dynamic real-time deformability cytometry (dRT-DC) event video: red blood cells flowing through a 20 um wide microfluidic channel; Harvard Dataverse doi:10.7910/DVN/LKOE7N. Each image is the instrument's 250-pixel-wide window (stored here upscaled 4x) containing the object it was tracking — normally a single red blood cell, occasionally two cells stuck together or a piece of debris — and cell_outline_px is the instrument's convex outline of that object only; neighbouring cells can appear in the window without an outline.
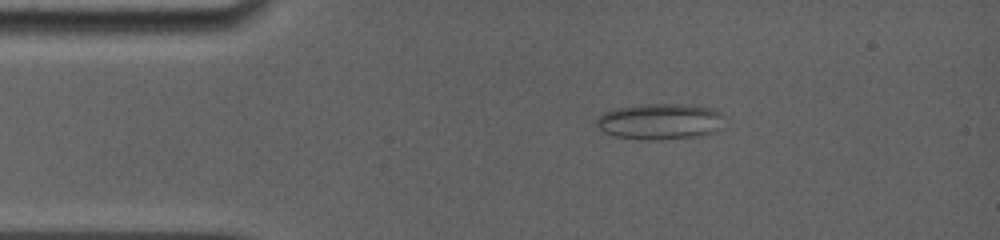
{"species": "common noctule bat (a hibernating species)", "species_latin": "Nyctalus noctula", "temperature_condition": "room temperature", "stored_images_in_passage": 43, "camera_frame_rate_fps": 5000, "um_per_image_px": 0.085, "animal": {"sex": "female", "body_mass_g": 19.0, "forearm_length_mm": 56.7}, "frame": {"image": 1, "passage_image": 8, "time_ms": 2.4, "image_size_px": [1000, 240], "cell_outline_px": [[724, 128], [720, 132], [700, 136], [660, 140], [644, 140], [616, 136], [604, 132], [596, 124], [596, 120], [604, 112], [616, 108], [644, 104], [692, 104], [716, 108], [720, 112]], "centroid_in_image_um": [56.2, 10.33], "position_along_channel_um": 28.8, "area_um2": 27.34}}
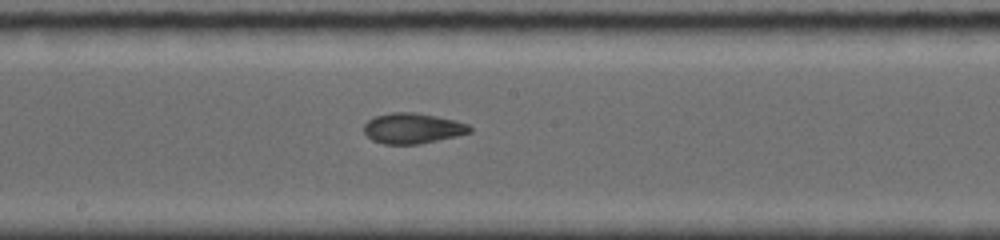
{"frame": {"image": 2, "passage_image": 25, "time_ms": 8.2, "image_size_px": [1000, 240], "cell_outline_px": [[472, 132], [436, 140], [416, 144], [384, 144], [372, 140], [364, 132], [364, 124], [368, 120], [376, 116], [392, 112], [412, 112], [436, 116], [456, 120], [468, 124], [472, 128]], "centroid_in_image_um": [35.06, 10.9], "position_along_channel_um": 213.1, "area_um2": 18.61}}
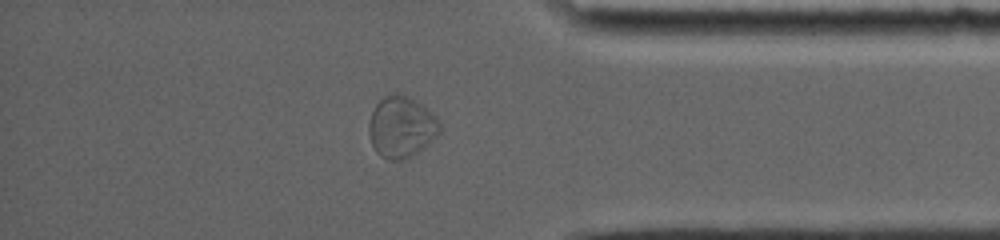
{"frame": {"image": 3, "passage_image": 38, "time_ms": 13.2, "image_size_px": [1000, 240], "cell_outline_px": [[440, 132], [428, 144], [404, 160], [388, 160], [380, 156], [376, 152], [372, 144], [368, 132], [368, 124], [372, 112], [376, 104], [384, 96], [392, 92], [396, 92], [408, 96], [420, 104], [436, 116], [440, 124]], "centroid_in_image_um": [34.09, 10.79], "position_along_channel_um": 401.1, "area_um2": 25.26}, "authors_computed_cell_mechanics": {"area_um2": 20.2878, "velocity_mm_per_s": 3.8877, "shape_relaxation_time_tau1_ms": null, "shape_relaxation_time_tau2_ms": 1.8626, "deformation_change_tau1": null, "deformation_change_tau2": 0.0506}}